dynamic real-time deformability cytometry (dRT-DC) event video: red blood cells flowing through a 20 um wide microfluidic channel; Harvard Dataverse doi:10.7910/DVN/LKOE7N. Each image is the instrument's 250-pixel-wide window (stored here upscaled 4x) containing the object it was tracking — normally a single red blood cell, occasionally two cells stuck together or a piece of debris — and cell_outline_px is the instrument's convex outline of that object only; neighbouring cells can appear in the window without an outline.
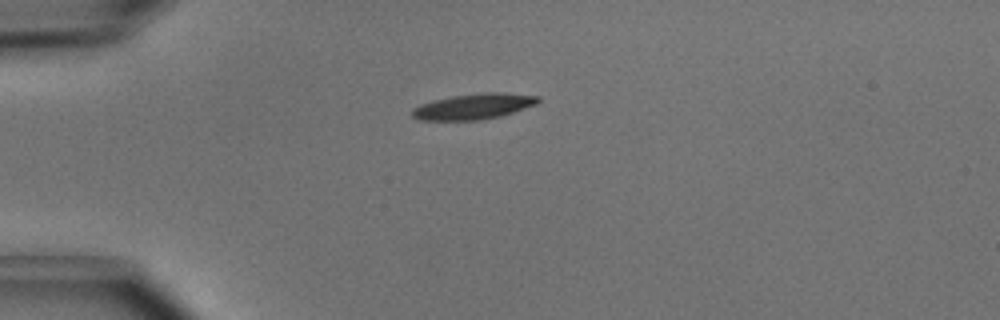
{"species": "common noctule bat (a hibernating species)", "species_latin": "Nyctalus noctula", "temperature_condition": "cold", "stored_images_in_passage": 4, "camera_frame_rate_fps": 3000, "um_per_image_px": 0.085, "animal": {"sex": "male", "body_mass_g": 15.6}, "frame": {"image": 1, "passage_image": 4, "time_ms": 1.0, "image_size_px": [1000, 320], "cell_outline_px": [[540, 100], [536, 104], [500, 116], [480, 120], [420, 120], [412, 116], [412, 108], [420, 104], [432, 100], [452, 96], [484, 92], [504, 92], [540, 96]], "centroid_in_image_um": [40.25, 9.04], "position_along_channel_um": 44.8, "area_um2": 18.84}}